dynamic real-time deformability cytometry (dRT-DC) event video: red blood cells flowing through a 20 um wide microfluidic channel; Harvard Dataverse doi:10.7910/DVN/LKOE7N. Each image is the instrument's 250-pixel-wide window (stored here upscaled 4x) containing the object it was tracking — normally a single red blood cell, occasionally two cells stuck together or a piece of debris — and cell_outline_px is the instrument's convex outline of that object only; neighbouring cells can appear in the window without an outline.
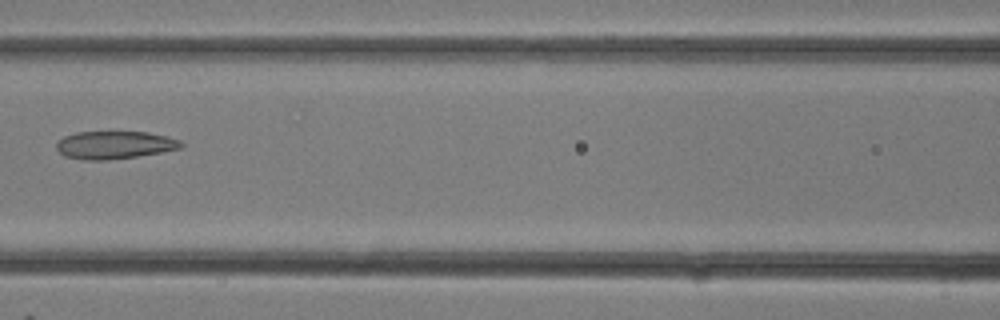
{"species": "common noctule bat (a hibernating species)", "species_latin": "Nyctalus noctula", "temperature_condition": "room temperature", "stored_images_in_passage": 6, "camera_frame_rate_fps": 3000, "um_per_image_px": 0.085, "animal": {"sex": "female"}, "frame": {"image": 1, "passage_image": 5, "time_ms": 1.333, "image_size_px": [1000, 320], "cell_outline_px": [[184, 148], [136, 156], [104, 160], [84, 160], [64, 156], [56, 148], [56, 144], [64, 136], [76, 132], [148, 132], [168, 136], [180, 140], [184, 144]], "centroid_in_image_um": [9.76, 12.32], "position_along_channel_um": 156.8, "area_um2": 20.17}}